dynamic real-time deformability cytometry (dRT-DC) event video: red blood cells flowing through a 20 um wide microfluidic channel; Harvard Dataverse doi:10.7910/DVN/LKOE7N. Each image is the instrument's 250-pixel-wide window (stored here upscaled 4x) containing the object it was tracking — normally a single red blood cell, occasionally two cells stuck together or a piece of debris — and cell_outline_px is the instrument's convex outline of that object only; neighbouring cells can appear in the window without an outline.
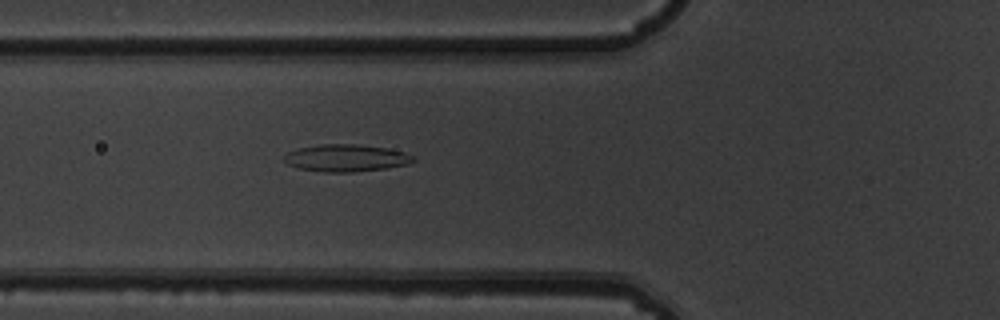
{"species": "common noctule bat (a hibernating species)", "species_latin": "Nyctalus noctula", "temperature_condition": "warm", "stored_images_in_passage": 3, "camera_frame_rate_fps": 3000, "um_per_image_px": 0.085, "animal": {"sex": "male", "body_mass_g": 19.5, "forearm_length_mm": 54.6}, "frame": {"image": 1, "passage_image": 3, "time_ms": 0.667, "image_size_px": [1000, 320], "cell_outline_px": [[416, 160], [408, 164], [388, 168], [352, 172], [324, 172], [296, 168], [288, 164], [284, 160], [284, 156], [288, 152], [296, 148], [320, 144], [356, 144], [388, 148], [404, 152], [416, 156]], "centroid_in_image_um": [29.43, 13.43], "position_along_channel_um": 96.4, "area_um2": 20.69}}